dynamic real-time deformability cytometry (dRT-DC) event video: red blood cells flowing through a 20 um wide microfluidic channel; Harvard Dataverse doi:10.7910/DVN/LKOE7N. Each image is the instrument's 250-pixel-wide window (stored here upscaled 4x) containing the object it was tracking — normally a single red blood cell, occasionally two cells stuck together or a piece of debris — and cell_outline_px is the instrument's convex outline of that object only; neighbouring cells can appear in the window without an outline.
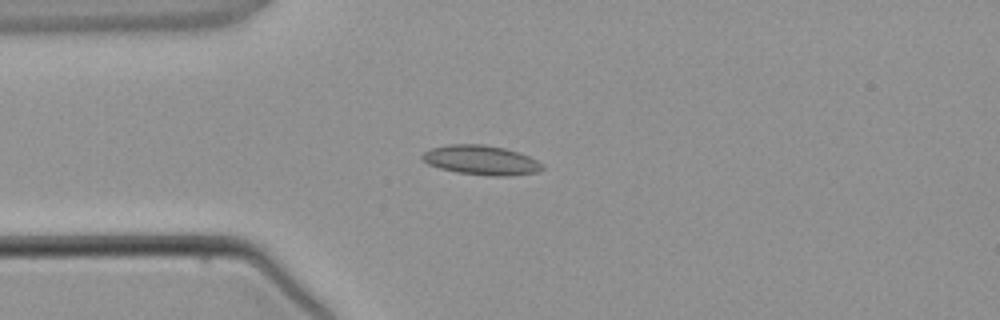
{"species": "common noctule bat (a hibernating species)", "species_latin": "Nyctalus noctula", "temperature_condition": "warm", "stored_images_in_passage": 4, "camera_frame_rate_fps": 3000, "um_per_image_px": 0.085, "animal": {"sex": "male", "body_mass_g": 21.5, "forearm_length_mm": 52.0}, "frame": {"image": 1, "passage_image": 3, "time_ms": 2.667, "image_size_px": [1000, 320], "cell_outline_px": [[544, 168], [536, 172], [508, 176], [488, 176], [456, 172], [440, 168], [428, 164], [420, 156], [424, 152], [432, 148], [448, 144], [484, 144], [504, 148], [528, 156], [544, 164]], "centroid_in_image_um": [40.89, 13.61], "position_along_channel_um": 44.1, "area_um2": 20.58}}
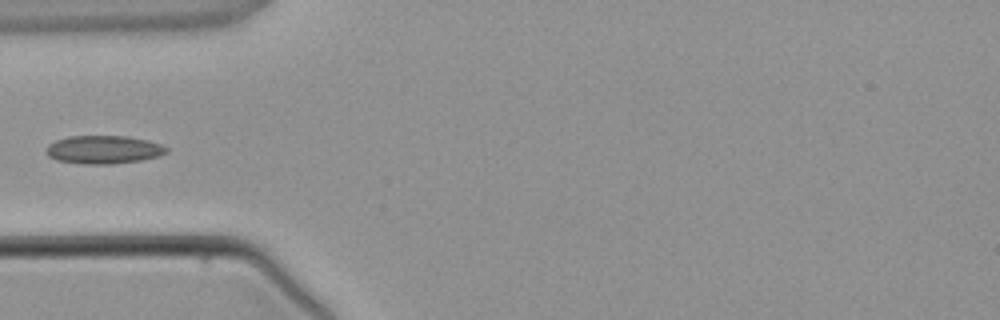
{"frame": {"image": 2, "passage_image": 4, "time_ms": 3.667, "image_size_px": [1000, 320], "cell_outline_px": [[168, 152], [160, 156], [140, 160], [112, 164], [80, 164], [56, 160], [48, 156], [48, 144], [56, 140], [68, 136], [128, 136], [148, 140], [160, 144], [168, 148]], "centroid_in_image_um": [8.83, 12.72], "position_along_channel_um": 76.2, "area_um2": 19.83}}